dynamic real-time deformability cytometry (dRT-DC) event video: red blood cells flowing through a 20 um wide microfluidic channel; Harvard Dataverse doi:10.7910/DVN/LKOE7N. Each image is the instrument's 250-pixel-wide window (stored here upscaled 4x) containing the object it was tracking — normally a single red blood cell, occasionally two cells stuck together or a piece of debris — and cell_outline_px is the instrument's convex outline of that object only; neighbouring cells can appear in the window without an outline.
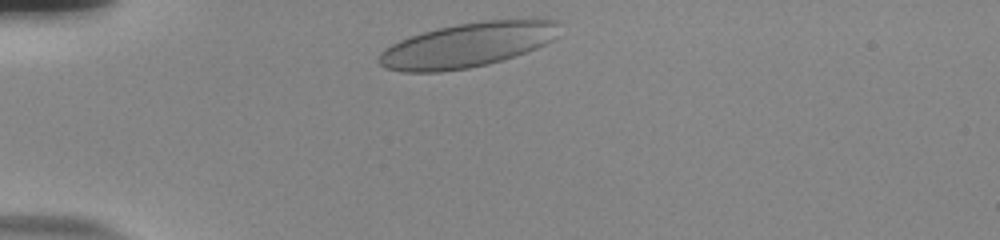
{"species": "human", "species_latin": "Homo sapiens", "temperature_condition": "room temperature", "stored_images_in_passage": 32, "camera_frame_rate_fps": 3000, "um_per_image_px": 0.085, "donor": {"sex": "male"}, "frame": {"image": 1, "passage_image": 1, "time_ms": 0.0, "image_size_px": [1000, 240], "cell_outline_px": [[560, 36], [536, 48], [488, 64], [468, 68], [440, 72], [404, 72], [384, 68], [376, 60], [380, 52], [384, 48], [400, 40], [424, 32], [456, 24], [484, 20], [536, 16], [560, 20]], "centroid_in_image_um": [39.84, 3.78], "position_along_channel_um": 45.2, "area_um2": 47.74}}
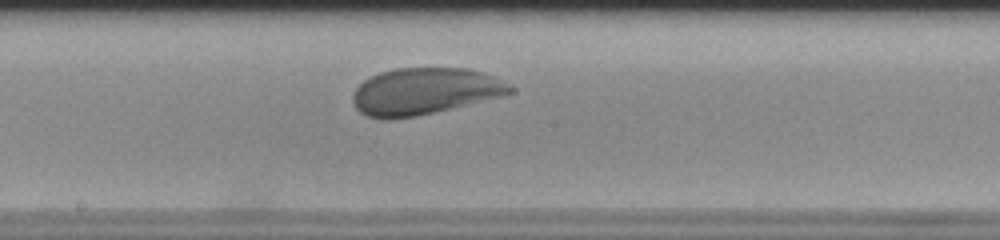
{"frame": {"image": 2, "passage_image": 17, "time_ms": 5.333, "image_size_px": [1000, 240], "cell_outline_px": [[516, 88], [512, 92], [416, 116], [392, 120], [384, 120], [364, 116], [356, 108], [352, 100], [352, 96], [356, 88], [364, 80], [380, 72], [396, 68], [468, 68], [492, 76], [512, 84]], "centroid_in_image_um": [36.01, 7.76], "position_along_channel_um": 212.2, "area_um2": 42.37}}
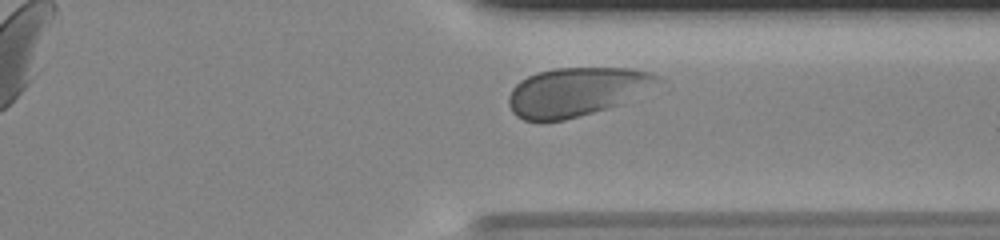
{"frame": {"image": 3, "passage_image": 29, "time_ms": 9.333, "image_size_px": [1000, 240], "cell_outline_px": [[668, 80], [624, 104], [564, 120], [540, 124], [524, 120], [516, 116], [512, 112], [508, 104], [508, 96], [512, 88], [520, 80], [536, 72], [556, 68], [628, 68], [652, 72]], "centroid_in_image_um": [49.05, 7.82], "position_along_channel_um": 362.3, "area_um2": 43.58}, "authors_computed_cell_mechanics": {"area_um2": 42.9454, "velocity_mm_per_s": 3.7362, "shape_relaxation_time_tau1_ms": 2.3622, "shape_relaxation_time_tau2_ms": null, "deformation_change_tau1": 0.0803, "deformation_change_tau2": null}}